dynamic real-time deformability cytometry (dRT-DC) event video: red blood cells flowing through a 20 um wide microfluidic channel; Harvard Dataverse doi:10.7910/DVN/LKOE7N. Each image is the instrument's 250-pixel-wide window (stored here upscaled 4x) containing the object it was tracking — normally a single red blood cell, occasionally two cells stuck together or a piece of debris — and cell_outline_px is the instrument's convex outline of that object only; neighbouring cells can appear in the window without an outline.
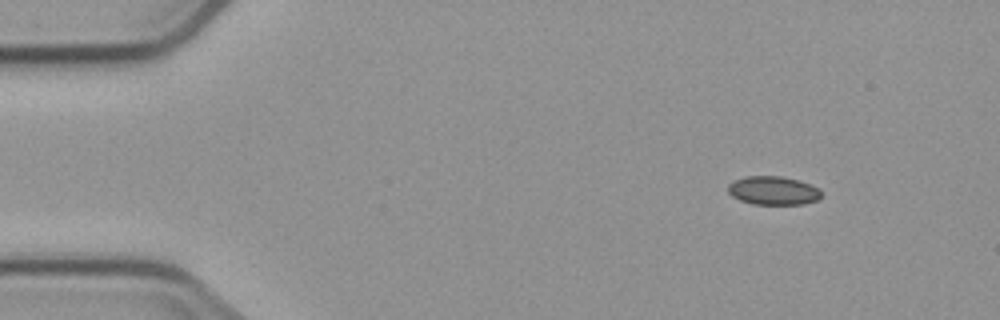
{"species": "common noctule bat (a hibernating species)", "species_latin": "Nyctalus noctula", "temperature_condition": "cold", "stored_images_in_passage": 3, "camera_frame_rate_fps": 3000, "um_per_image_px": 0.085, "animal": {"sex": "male", "body_mass_g": 23.1, "forearm_length_mm": 52.7}, "frame": {"image": 1, "passage_image": 1, "time_ms": 0.0, "image_size_px": [1000, 320], "cell_outline_px": [[820, 196], [816, 200], [804, 204], [752, 204], [740, 200], [732, 196], [728, 192], [728, 184], [732, 180], [744, 176], [780, 176], [796, 180], [808, 184], [816, 188], [820, 192]], "centroid_in_image_um": [65.64, 16.19], "position_along_channel_um": 19.4, "area_um2": 15.37}}